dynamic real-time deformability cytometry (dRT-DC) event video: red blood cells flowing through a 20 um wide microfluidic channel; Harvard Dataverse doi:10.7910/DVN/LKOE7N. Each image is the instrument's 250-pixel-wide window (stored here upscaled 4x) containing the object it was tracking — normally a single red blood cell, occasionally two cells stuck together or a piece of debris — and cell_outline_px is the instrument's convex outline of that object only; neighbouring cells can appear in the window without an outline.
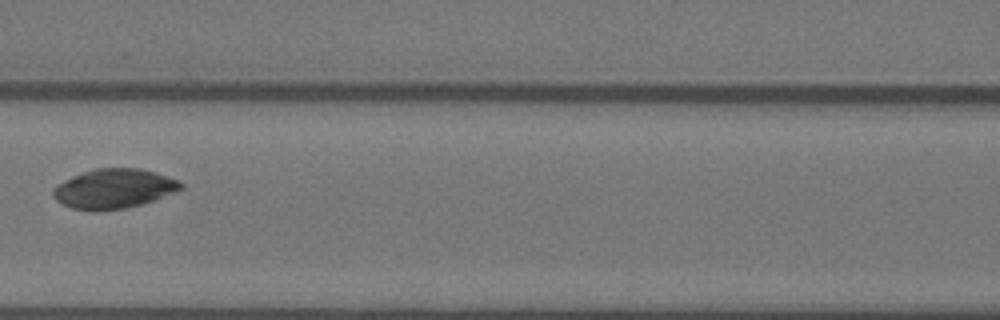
{"species": "Egyptian fruit bat (a non-hibernating species)", "species_latin": "Rousettus aegyptiacus", "temperature_condition": "warm", "stored_images_in_passage": 4, "camera_frame_rate_fps": 3000, "um_per_image_px": 0.085, "animal": {"sex": "female"}, "frame": {"image": 1, "passage_image": 4, "time_ms": 1.0, "image_size_px": [1000, 320], "cell_outline_px": [[184, 188], [176, 192], [140, 204], [124, 208], [96, 212], [72, 208], [56, 200], [52, 196], [52, 188], [56, 184], [72, 176], [96, 168], [140, 168], [180, 180], [184, 184]], "centroid_in_image_um": [9.66, 16.04], "position_along_channel_um": 156.9, "area_um2": 29.54}}